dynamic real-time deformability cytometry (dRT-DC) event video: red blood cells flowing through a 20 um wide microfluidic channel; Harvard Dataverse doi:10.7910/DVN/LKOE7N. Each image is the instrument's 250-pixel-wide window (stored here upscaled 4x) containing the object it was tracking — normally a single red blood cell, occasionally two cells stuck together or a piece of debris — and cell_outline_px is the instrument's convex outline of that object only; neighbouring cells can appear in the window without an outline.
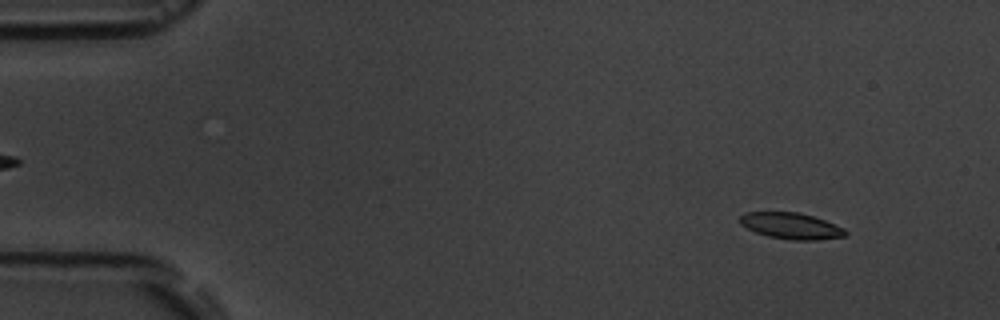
{"species": "common noctule bat (a hibernating species)", "species_latin": "Nyctalus noctula", "temperature_condition": "room temperature", "stored_images_in_passage": 5, "camera_frame_rate_fps": 3000, "um_per_image_px": 0.085, "animal": {"sex": "male", "body_mass_g": 19.5, "forearm_length_mm": 54.6}, "frame": {"image": 1, "passage_image": 1, "time_ms": 0.0, "image_size_px": [1000, 320], "cell_outline_px": [[848, 232], [844, 236], [816, 240], [792, 240], [768, 236], [756, 232], [740, 224], [740, 216], [744, 212], [800, 212], [824, 220], [844, 228]], "centroid_in_image_um": [67.24, 19.19], "position_along_channel_um": 17.8, "area_um2": 16.01}}
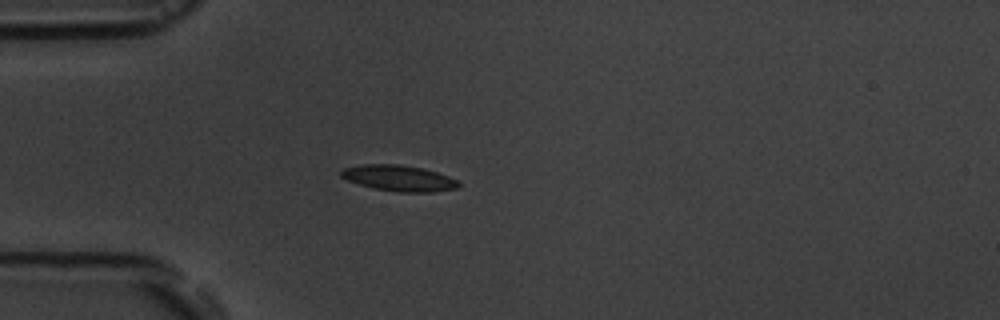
{"frame": {"image": 2, "passage_image": 4, "time_ms": 3.333, "image_size_px": [1000, 320], "cell_outline_px": [[460, 184], [456, 188], [432, 192], [396, 192], [372, 188], [348, 180], [340, 176], [340, 172], [344, 168], [364, 164], [400, 164], [420, 168], [436, 172], [448, 176], [456, 180]], "centroid_in_image_um": [33.88, 15.14], "position_along_channel_um": 51.1, "area_um2": 17.57}}